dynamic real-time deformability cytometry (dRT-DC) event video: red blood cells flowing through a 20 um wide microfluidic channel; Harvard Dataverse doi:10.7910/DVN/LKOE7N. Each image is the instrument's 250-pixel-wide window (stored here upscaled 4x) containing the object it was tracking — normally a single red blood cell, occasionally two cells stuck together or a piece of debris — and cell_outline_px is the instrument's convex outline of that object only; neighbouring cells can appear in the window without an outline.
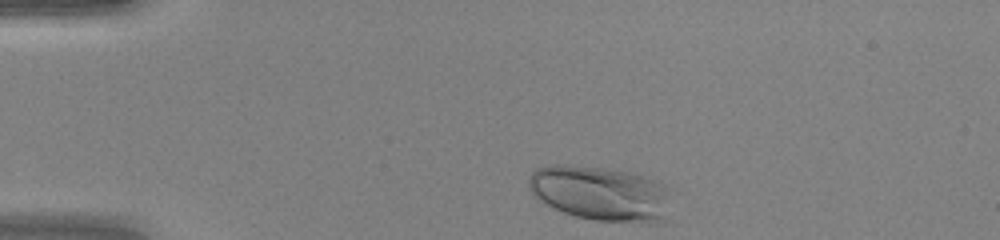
{"species": "human", "species_latin": "Homo sapiens", "temperature_condition": "warm", "stored_images_in_passage": 33, "camera_frame_rate_fps": 3000, "um_per_image_px": 0.085, "donor": {"sex": "female"}, "frame": {"image": 1, "passage_image": 1, "time_ms": 0.0, "image_size_px": [1000, 240], "cell_outline_px": [[672, 188], [664, 224], [660, 224], [596, 220], [576, 216], [564, 212], [540, 200], [532, 192], [528, 184], [528, 176], [536, 168], [552, 164], [564, 164], [604, 168], [628, 172], [656, 180]], "centroid_in_image_um": [51.11, 16.44], "position_along_channel_um": 33.9, "area_um2": 45.89}}
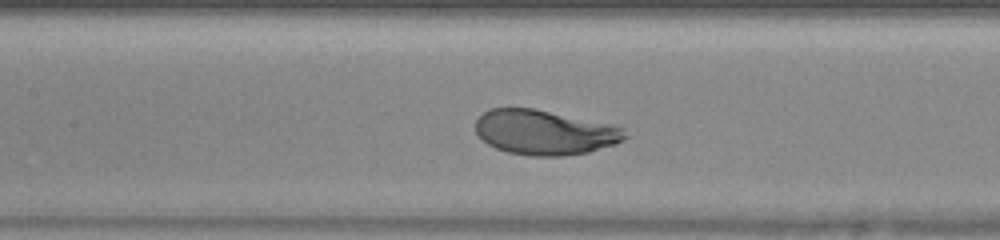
{"frame": {"image": 2, "passage_image": 14, "time_ms": 4.333, "image_size_px": [1000, 240], "cell_outline_px": [[628, 136], [616, 144], [588, 152], [564, 156], [528, 156], [508, 152], [496, 148], [488, 144], [476, 132], [476, 120], [484, 112], [492, 108], [532, 108], [612, 124], [624, 128]], "centroid_in_image_um": [46.31, 11.26], "position_along_channel_um": 161.1, "area_um2": 38.96}}
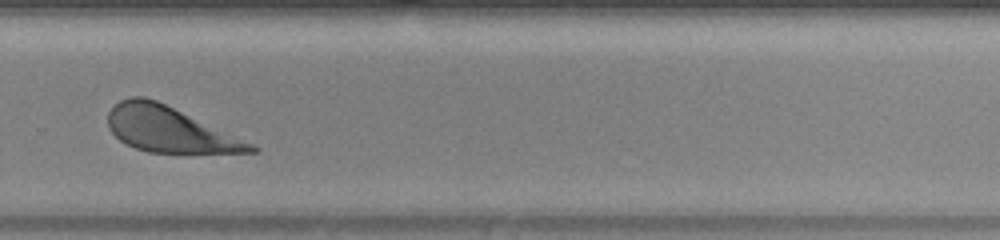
{"frame": {"image": 3, "passage_image": 25, "time_ms": 8.0, "image_size_px": [1000, 240], "cell_outline_px": [[260, 148], [256, 152], [148, 152], [136, 148], [120, 140], [108, 128], [108, 112], [120, 100], [132, 96], [144, 96], [156, 100], [252, 144]], "centroid_in_image_um": [14.32, 10.99], "position_along_channel_um": 315.5, "area_um2": 36.65}, "authors_computed_cell_mechanics": {"area_um2": 40.171, "velocity_mm_per_s": 4.2168, "shape_relaxation_time_tau1_ms": 1.639, "shape_relaxation_time_tau2_ms": null, "deformation_change_tau1": 0.1694, "deformation_change_tau2": null}}